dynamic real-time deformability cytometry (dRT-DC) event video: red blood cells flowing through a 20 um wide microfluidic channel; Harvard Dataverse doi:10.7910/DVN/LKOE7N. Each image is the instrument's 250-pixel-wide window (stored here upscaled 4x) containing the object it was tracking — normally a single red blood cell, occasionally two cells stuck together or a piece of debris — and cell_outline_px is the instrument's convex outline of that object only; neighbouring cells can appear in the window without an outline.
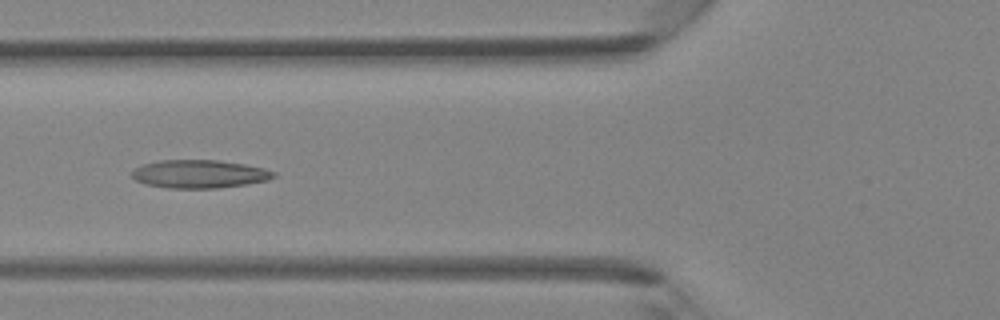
{"species": "Egyptian fruit bat (a non-hibernating species)", "species_latin": "Rousettus aegyptiacus", "temperature_condition": "room temperature", "stored_images_in_passage": 25, "camera_frame_rate_fps": 3000, "um_per_image_px": 0.085, "animal": {"sex": "female"}, "frame": {"image": 1, "passage_image": 3, "time_ms": 0.667, "image_size_px": [1000, 320], "cell_outline_px": [[276, 176], [268, 180], [244, 184], [216, 188], [168, 188], [144, 184], [136, 180], [132, 176], [132, 172], [136, 168], [144, 164], [160, 160], [216, 160], [244, 164], [264, 168], [276, 172]], "centroid_in_image_um": [16.95, 14.79], "position_along_channel_um": 108.8, "area_um2": 23.12}}
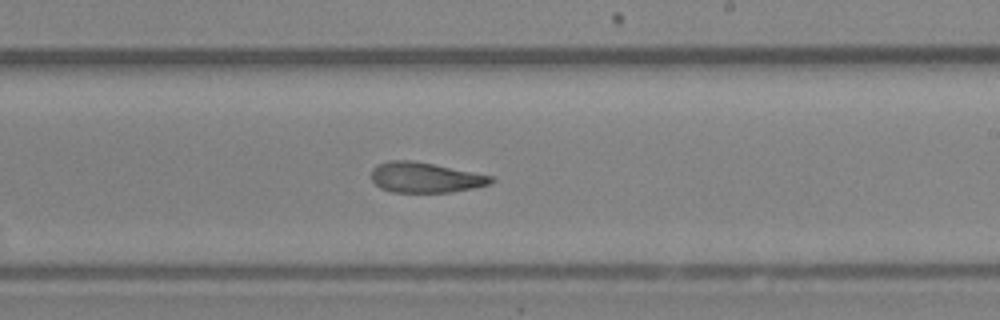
{"frame": {"image": 2, "passage_image": 12, "time_ms": 3.667, "image_size_px": [1000, 320], "cell_outline_px": [[496, 180], [492, 184], [472, 188], [448, 192], [392, 192], [380, 188], [372, 180], [372, 168], [376, 164], [388, 160], [412, 160], [492, 176]], "centroid_in_image_um": [36.12, 15.08], "position_along_channel_um": 252.9, "area_um2": 21.04}}
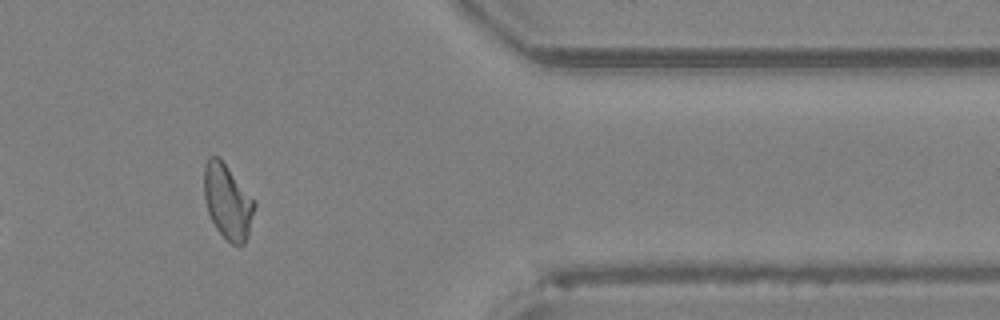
{"frame": {"image": 3, "passage_image": 22, "time_ms": 7.0, "image_size_px": [1000, 320], "cell_outline_px": [[256, 204], [248, 236], [244, 244], [232, 244], [216, 228], [208, 212], [204, 196], [204, 164], [208, 156], [220, 156], [256, 200]], "centroid_in_image_um": [19.36, 17.07], "position_along_channel_um": 392.0, "area_um2": 22.25}}